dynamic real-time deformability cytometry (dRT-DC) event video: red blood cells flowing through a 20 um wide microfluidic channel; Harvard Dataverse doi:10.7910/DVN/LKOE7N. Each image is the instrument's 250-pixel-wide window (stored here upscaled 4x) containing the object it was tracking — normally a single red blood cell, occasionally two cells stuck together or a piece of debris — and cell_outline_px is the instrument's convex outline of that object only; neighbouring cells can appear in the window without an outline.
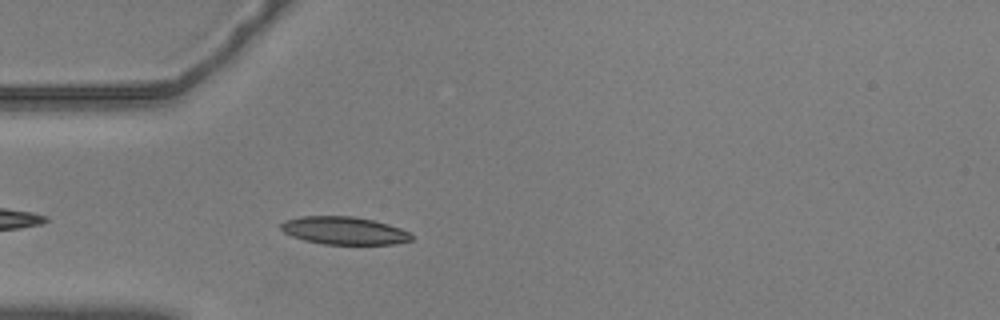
{"species": "common noctule bat (a hibernating species)", "species_latin": "Nyctalus noctula", "temperature_condition": "warm", "stored_images_in_passage": 9, "camera_frame_rate_fps": 3000, "um_per_image_px": 0.085, "animal": {"sex": "male", "body_mass_g": 20.5, "forearm_length_mm": 52.5}, "frame": {"image": 1, "passage_image": 4, "time_ms": 1.0, "image_size_px": [1000, 320], "cell_outline_px": [[412, 240], [392, 244], [324, 244], [304, 240], [292, 236], [284, 232], [280, 228], [280, 224], [284, 220], [300, 216], [352, 216], [372, 220], [388, 224], [412, 232]], "centroid_in_image_um": [29.24, 19.6], "position_along_channel_um": 55.8, "area_um2": 21.15}}
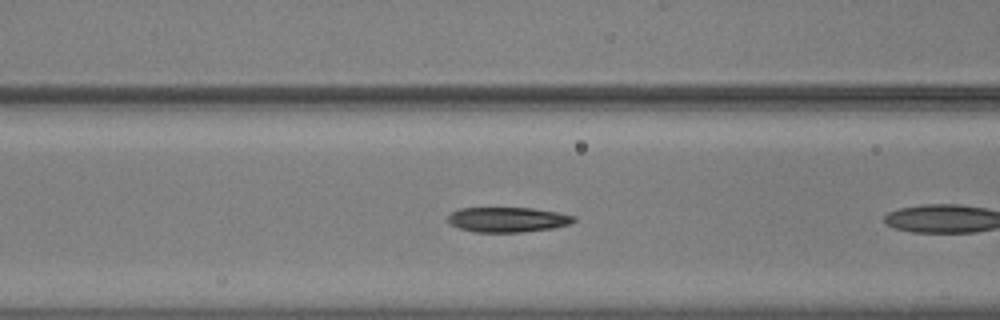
{"frame": {"image": 2, "passage_image": 7, "time_ms": 2.0, "image_size_px": [1000, 320], "cell_outline_px": [[576, 220], [568, 224], [552, 228], [524, 232], [472, 232], [460, 228], [452, 224], [448, 220], [448, 216], [452, 212], [460, 208], [532, 208], [556, 212], [576, 216]], "centroid_in_image_um": [43.16, 18.67], "position_along_channel_um": 123.4, "area_um2": 18.21}}